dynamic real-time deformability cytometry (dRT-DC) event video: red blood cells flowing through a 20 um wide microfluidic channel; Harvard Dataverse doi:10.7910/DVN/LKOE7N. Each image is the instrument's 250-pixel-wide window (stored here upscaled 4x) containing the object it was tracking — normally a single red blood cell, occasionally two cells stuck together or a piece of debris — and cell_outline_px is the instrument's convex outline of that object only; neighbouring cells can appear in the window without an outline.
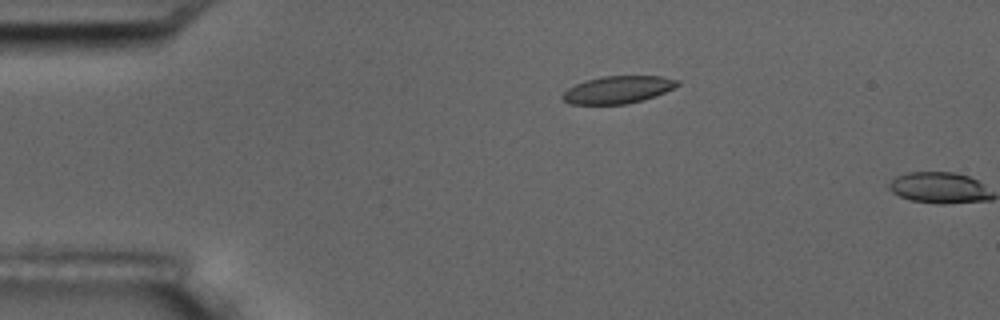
{"species": "common noctule bat (a hibernating species)", "species_latin": "Nyctalus noctula", "temperature_condition": "room temperature", "stored_images_in_passage": 2, "camera_frame_rate_fps": 3000, "um_per_image_px": 0.085, "animal": {"sex": "male", "body_mass_g": 17.5, "forearm_length_mm": 52.3}, "frame": {"image": 1, "passage_image": 1, "time_ms": 0.0, "image_size_px": [1000, 320], "cell_outline_px": [[680, 84], [656, 96], [644, 100], [628, 104], [572, 104], [564, 100], [560, 96], [568, 88], [584, 80], [600, 76], [660, 76], [680, 80]], "centroid_in_image_um": [52.52, 7.62], "position_along_channel_um": 32.5, "area_um2": 18.44}}